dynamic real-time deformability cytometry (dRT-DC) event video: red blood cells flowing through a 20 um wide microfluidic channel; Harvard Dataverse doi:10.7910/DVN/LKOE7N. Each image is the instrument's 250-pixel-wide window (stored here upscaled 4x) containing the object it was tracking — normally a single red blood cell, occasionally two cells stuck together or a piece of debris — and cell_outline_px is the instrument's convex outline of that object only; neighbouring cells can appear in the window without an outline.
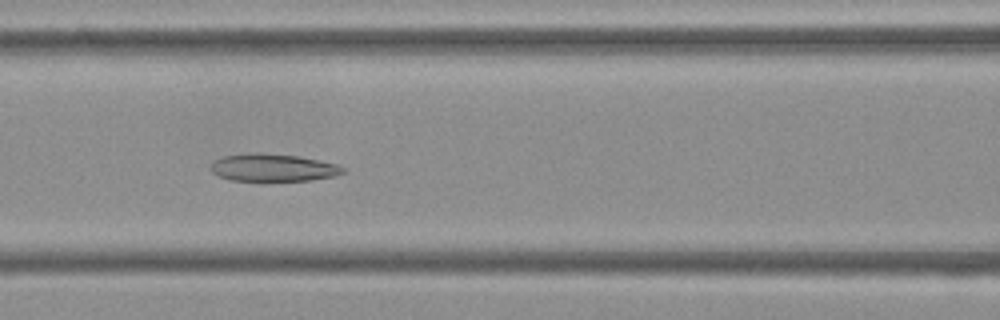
{"species": "Egyptian fruit bat (a non-hibernating species)", "species_latin": "Rousettus aegyptiacus", "temperature_condition": "cold", "stored_images_in_passage": 48, "camera_frame_rate_fps": 3000, "um_per_image_px": 0.085, "frame": {"image": 1, "passage_image": 18, "time_ms": 5.667, "image_size_px": [1000, 320], "cell_outline_px": [[348, 172], [336, 176], [312, 180], [232, 180], [216, 176], [208, 168], [216, 160], [224, 156], [248, 152], [260, 152], [300, 156], [320, 160], [336, 164], [348, 168]], "centroid_in_image_um": [23.26, 14.23], "position_along_channel_um": 143.3, "area_um2": 21.56}}
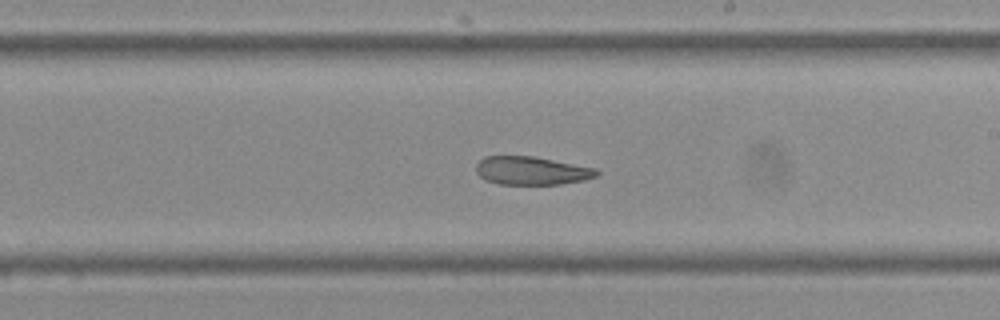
{"frame": {"image": 2, "passage_image": 26, "time_ms": 8.333, "image_size_px": [1000, 320], "cell_outline_px": [[600, 172], [596, 176], [584, 180], [560, 184], [500, 184], [484, 180], [476, 172], [476, 164], [484, 156], [532, 156], [596, 168]], "centroid_in_image_um": [45.16, 14.51], "position_along_channel_um": 243.8, "area_um2": 19.83}}
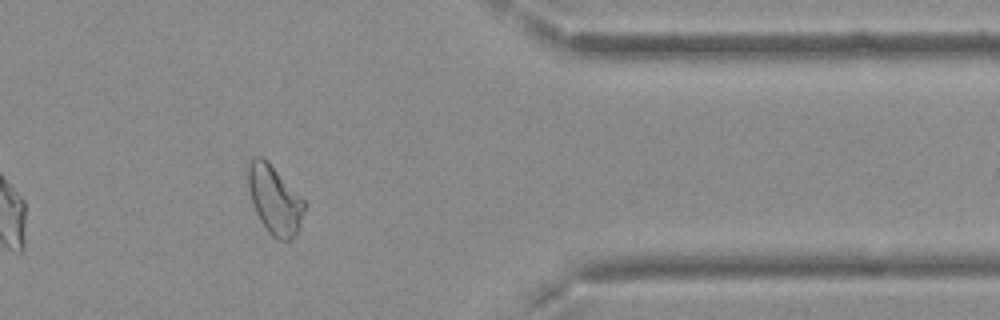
{"frame": {"image": 3, "passage_image": 39, "time_ms": 12.667, "image_size_px": [1000, 320], "cell_outline_px": [[308, 204], [300, 228], [296, 236], [292, 240], [280, 240], [272, 236], [268, 232], [260, 220], [256, 212], [248, 188], [248, 164], [252, 156], [260, 156]], "centroid_in_image_um": [23.37, 17.06], "position_along_channel_um": 388.0, "area_um2": 22.2}, "authors_computed_cell_mechanics": {"area_um2": 22.9177, "velocity_mm_per_s": 3.7691, "shape_relaxation_time_tau1_ms": null, "shape_relaxation_time_tau2_ms": 5.4055, "deformation_change_tau1": null, "deformation_change_tau2": 0.1303}}